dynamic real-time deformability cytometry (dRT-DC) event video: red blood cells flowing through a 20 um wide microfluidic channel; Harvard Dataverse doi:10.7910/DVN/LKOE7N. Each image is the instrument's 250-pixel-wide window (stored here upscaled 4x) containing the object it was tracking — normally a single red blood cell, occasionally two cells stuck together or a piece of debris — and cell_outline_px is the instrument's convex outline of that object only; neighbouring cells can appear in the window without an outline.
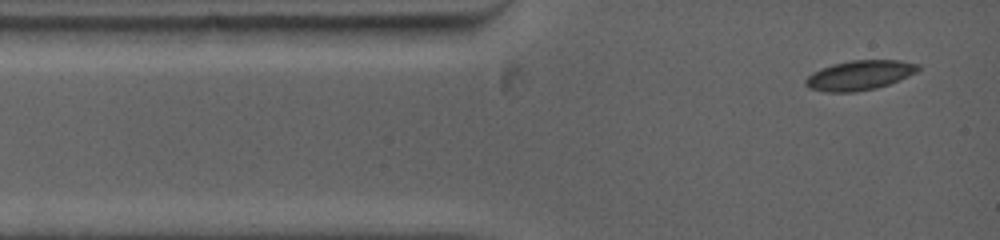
{"species": "common noctule bat (a hibernating species)", "species_latin": "Nyctalus noctula", "temperature_condition": "warm", "stored_images_in_passage": 2, "camera_frame_rate_fps": 5000, "um_per_image_px": 0.085, "animal": {"sex": "female", "body_mass_g": 19.0, "forearm_length_mm": 53.3}, "frame": {"image": 1, "passage_image": 1, "time_ms": 0.0, "image_size_px": [1000, 240], "cell_outline_px": [[920, 68], [916, 72], [900, 80], [876, 88], [852, 92], [824, 92], [808, 88], [804, 84], [804, 80], [812, 72], [832, 64], [852, 60], [900, 60], [920, 64]], "centroid_in_image_um": [73.05, 6.39], "position_along_channel_um": 12.0, "area_um2": 19.54}}